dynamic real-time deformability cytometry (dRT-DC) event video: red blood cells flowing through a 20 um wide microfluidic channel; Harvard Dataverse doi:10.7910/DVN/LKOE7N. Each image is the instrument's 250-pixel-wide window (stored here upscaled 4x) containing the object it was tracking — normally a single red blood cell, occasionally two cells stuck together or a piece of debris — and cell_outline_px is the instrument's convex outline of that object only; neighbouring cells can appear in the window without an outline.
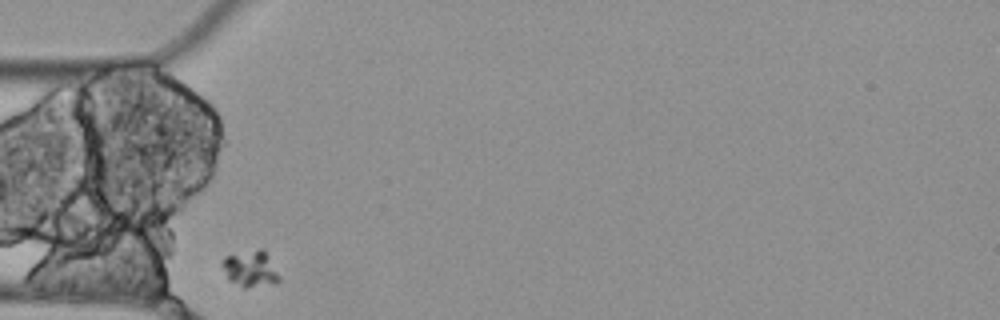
{"species": "Egyptian fruit bat (a non-hibernating species)", "species_latin": "Rousettus aegyptiacus", "temperature_condition": "cold", "stored_images_in_passage": 1, "camera_frame_rate_fps": 3000, "um_per_image_px": 0.085, "animal": {"sex": "female"}, "frame": {"image": 1, "passage_image": 1, "time_ms": 0.0, "image_size_px": [1000, 320], "cell_outline_px": [[280, 280], [276, 284], [248, 288], [240, 288], [228, 280], [220, 264], [220, 260], [224, 256], [260, 248], [264, 248], [280, 276]], "centroid_in_image_um": [21.26, 22.87], "position_along_channel_um": 63.7, "area_um2": 12.54}}